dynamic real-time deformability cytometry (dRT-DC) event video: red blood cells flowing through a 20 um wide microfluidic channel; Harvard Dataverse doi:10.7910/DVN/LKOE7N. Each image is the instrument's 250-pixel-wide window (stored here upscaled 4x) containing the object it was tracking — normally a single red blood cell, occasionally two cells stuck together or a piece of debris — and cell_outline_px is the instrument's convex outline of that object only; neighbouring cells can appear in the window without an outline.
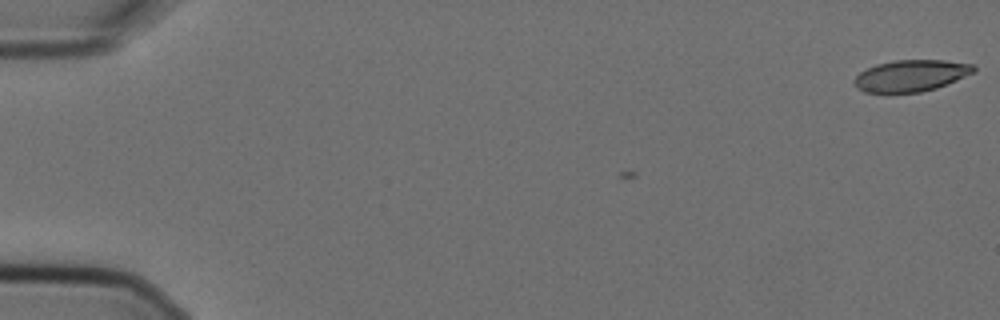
{"species": "Egyptian fruit bat (a non-hibernating species)", "species_latin": "Rousettus aegyptiacus", "temperature_condition": "cold", "stored_images_in_passage": 3, "camera_frame_rate_fps": 3000, "um_per_image_px": 0.085, "animal": {"sex": "female"}, "frame": {"image": 1, "passage_image": 1, "time_ms": 0.0, "image_size_px": [1000, 320], "cell_outline_px": [[976, 72], [936, 88], [920, 92], [864, 92], [856, 88], [852, 80], [860, 72], [876, 64], [896, 60], [944, 60], [972, 64], [976, 68]], "centroid_in_image_um": [77.43, 6.43], "position_along_channel_um": 7.6, "area_um2": 21.91}}